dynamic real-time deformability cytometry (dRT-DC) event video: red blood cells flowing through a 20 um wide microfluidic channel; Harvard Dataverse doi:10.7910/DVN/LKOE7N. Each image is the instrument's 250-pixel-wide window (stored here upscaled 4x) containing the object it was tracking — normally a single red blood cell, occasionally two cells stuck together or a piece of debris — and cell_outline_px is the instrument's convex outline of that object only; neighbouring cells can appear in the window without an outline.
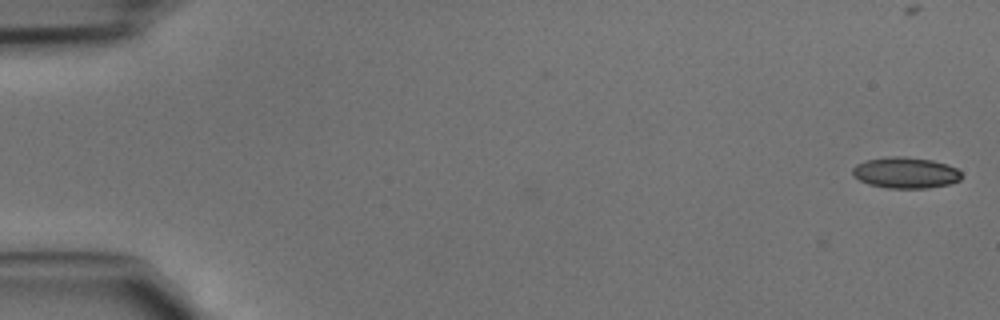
{"species": "common noctule bat (a hibernating species)", "species_latin": "Nyctalus noctula", "temperature_condition": "cold", "stored_images_in_passage": 5, "camera_frame_rate_fps": 3000, "um_per_image_px": 0.085, "animal": {"sex": "male", "body_mass_g": 15.6}, "frame": {"image": 1, "passage_image": 5, "time_ms": 1.333, "image_size_px": [1000, 320], "cell_outline_px": [[960, 180], [948, 184], [928, 188], [888, 188], [868, 184], [852, 176], [852, 168], [856, 164], [864, 160], [892, 156], [904, 156], [932, 160], [956, 168], [960, 172]], "centroid_in_image_um": [76.92, 14.68], "position_along_channel_um": 8.1, "area_um2": 19.71}}